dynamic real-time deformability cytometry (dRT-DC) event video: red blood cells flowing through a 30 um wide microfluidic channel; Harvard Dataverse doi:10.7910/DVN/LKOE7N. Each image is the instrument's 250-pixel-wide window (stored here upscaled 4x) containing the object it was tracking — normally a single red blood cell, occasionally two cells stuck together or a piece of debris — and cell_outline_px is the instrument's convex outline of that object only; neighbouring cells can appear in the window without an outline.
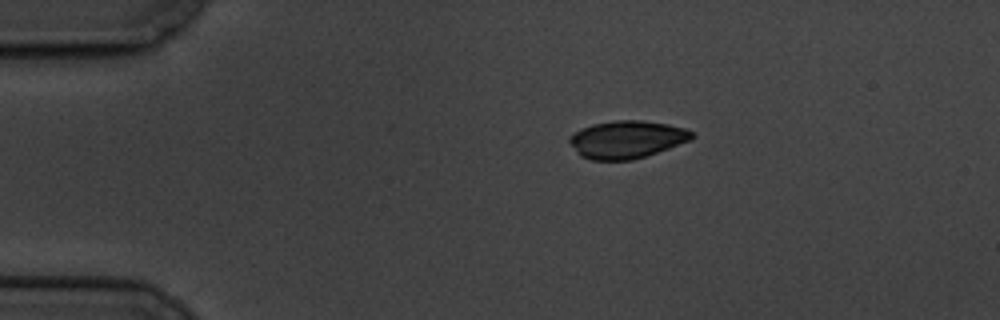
{"species": "common noctule bat (a hibernating species)", "species_latin": "Nyctalus noctula", "temperature_condition": "cold", "stored_images_in_passage": 4, "camera_frame_rate_fps": 3000, "um_per_image_px": 0.085, "animal": {"sex": "male", "body_mass_g": 19.5, "forearm_length_mm": 54.6}, "frame": {"image": 1, "passage_image": 1, "time_ms": 0.0, "image_size_px": [1000, 320], "cell_outline_px": [[696, 136], [692, 140], [632, 160], [592, 160], [580, 156], [576, 152], [568, 140], [568, 136], [580, 128], [592, 124], [616, 120], [640, 120], [668, 124], [684, 128], [692, 132]], "centroid_in_image_um": [53.25, 11.85], "position_along_channel_um": 31.8, "area_um2": 26.88}}
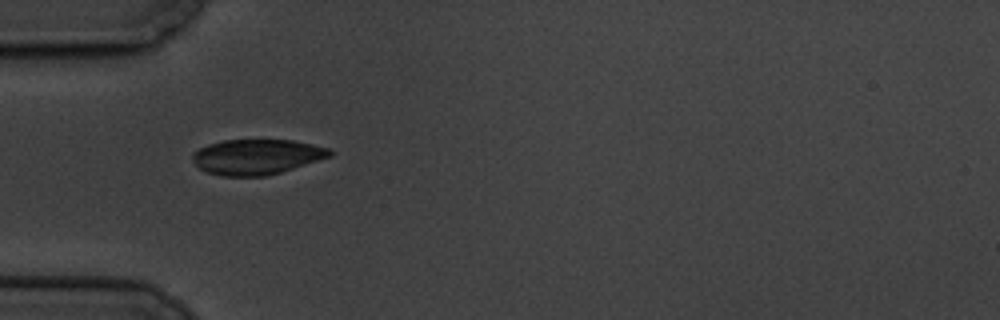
{"frame": {"image": 2, "passage_image": 3, "time_ms": 2.333, "image_size_px": [1000, 320], "cell_outline_px": [[332, 156], [280, 172], [264, 176], [220, 176], [208, 172], [200, 168], [192, 160], [192, 152], [208, 144], [224, 140], [292, 140], [312, 144], [328, 148], [332, 152]], "centroid_in_image_um": [21.8, 13.32], "position_along_channel_um": 63.2, "area_um2": 28.03}}
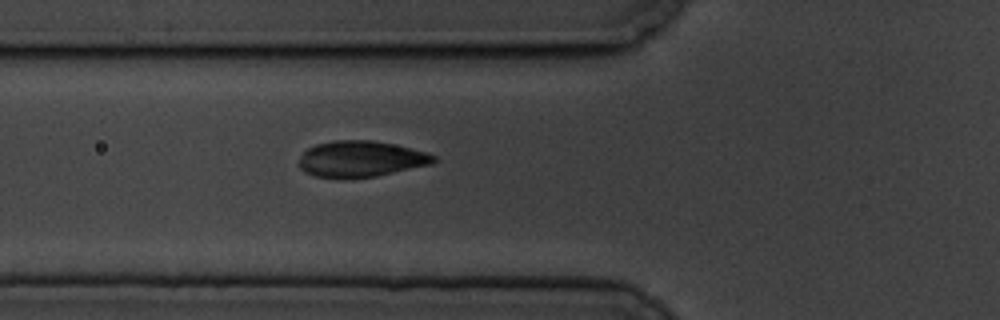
{"frame": {"image": 3, "passage_image": 4, "time_ms": 3.333, "image_size_px": [1000, 320], "cell_outline_px": [[436, 160], [432, 164], [376, 176], [316, 176], [304, 172], [300, 168], [300, 156], [308, 148], [316, 144], [332, 140], [372, 140], [392, 144], [428, 152], [436, 156]], "centroid_in_image_um": [30.7, 13.48], "position_along_channel_um": 95.1, "area_um2": 27.74}}